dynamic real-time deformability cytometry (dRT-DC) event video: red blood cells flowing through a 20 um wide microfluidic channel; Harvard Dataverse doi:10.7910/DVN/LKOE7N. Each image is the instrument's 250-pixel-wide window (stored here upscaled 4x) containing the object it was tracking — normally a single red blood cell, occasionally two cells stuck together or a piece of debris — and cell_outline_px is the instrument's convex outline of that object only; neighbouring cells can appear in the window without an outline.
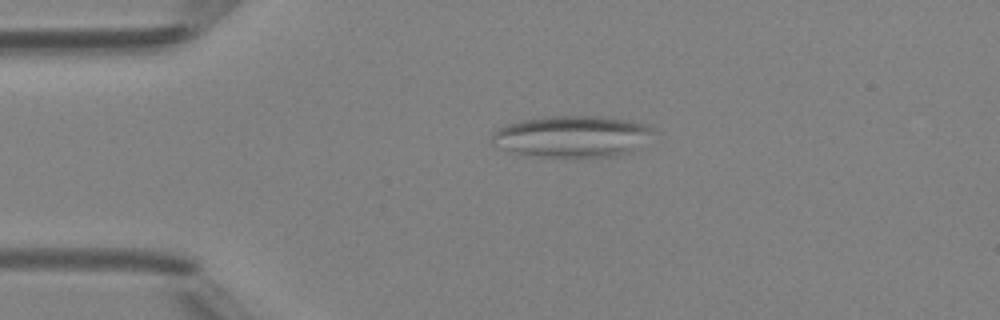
{"species": "Egyptian fruit bat (a non-hibernating species)", "species_latin": "Rousettus aegyptiacus", "temperature_condition": "room temperature", "stored_images_in_passage": 2, "camera_frame_rate_fps": 3000, "um_per_image_px": 0.085, "animal": {"sex": "female"}, "frame": {"image": 1, "passage_image": 1, "time_ms": 0.0, "image_size_px": [1000, 320], "cell_outline_px": [[656, 132], [632, 152], [616, 156], [540, 156], [512, 152], [496, 148], [492, 144], [492, 132], [496, 128], [508, 124], [524, 120], [552, 116], [600, 116], [632, 120], [648, 124], [656, 128]], "centroid_in_image_um": [48.67, 11.58], "position_along_channel_um": 36.3, "area_um2": 39.25}}